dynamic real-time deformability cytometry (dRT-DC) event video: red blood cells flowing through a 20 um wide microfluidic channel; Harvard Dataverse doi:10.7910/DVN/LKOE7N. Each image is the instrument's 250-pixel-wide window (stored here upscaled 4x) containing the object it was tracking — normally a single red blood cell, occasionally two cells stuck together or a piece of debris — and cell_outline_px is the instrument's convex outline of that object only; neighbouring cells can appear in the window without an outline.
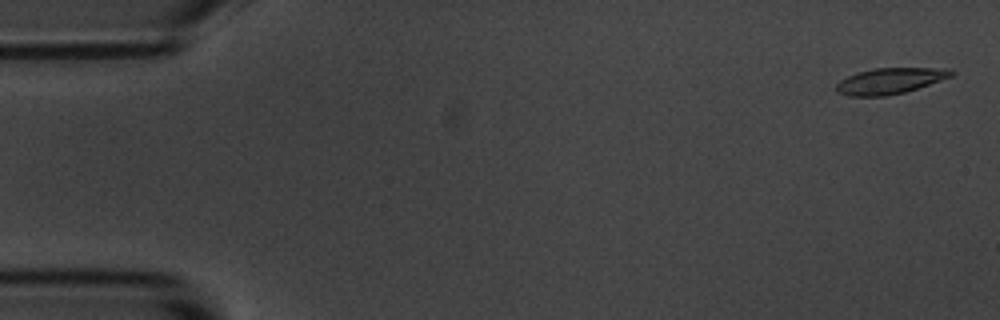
{"species": "common noctule bat (a hibernating species)", "species_latin": "Nyctalus noctula", "temperature_condition": "room temperature", "stored_images_in_passage": 55, "camera_frame_rate_fps": 3000, "um_per_image_px": 0.085, "animal": {"sex": "male", "body_mass_g": 20.1, "forearm_length_mm": 53.5}, "frame": {"image": 1, "passage_image": 1, "time_ms": 0.0, "image_size_px": [1000, 320], "cell_outline_px": [[956, 72], [952, 76], [904, 92], [884, 96], [848, 96], [836, 92], [836, 84], [840, 80], [856, 72], [876, 68], [952, 68]], "centroid_in_image_um": [75.63, 6.87], "position_along_channel_um": 9.4, "area_um2": 17.34}}
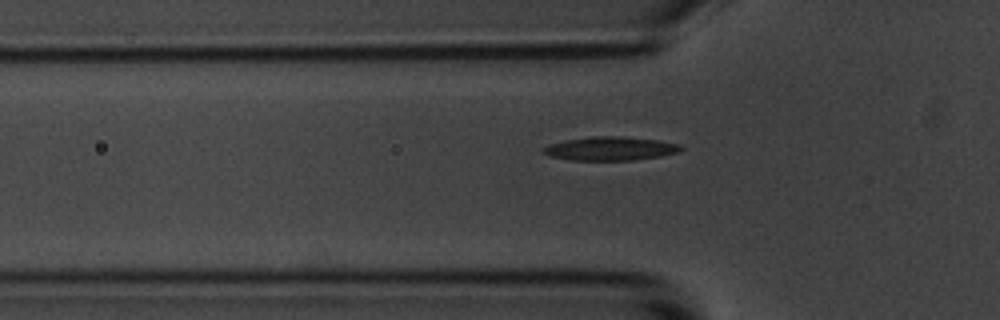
{"frame": {"image": 2, "passage_image": 17, "time_ms": 5.333, "image_size_px": [1000, 320], "cell_outline_px": [[684, 148], [680, 152], [660, 156], [632, 160], [572, 160], [552, 156], [540, 152], [540, 148], [548, 144], [564, 140], [592, 136], [624, 136], [656, 140], [680, 144]], "centroid_in_image_um": [51.85, 12.62], "position_along_channel_um": 73.9, "area_um2": 19.13}}
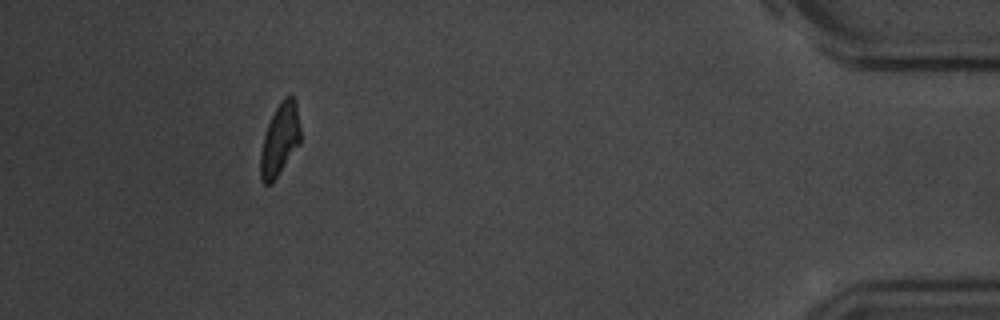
{"frame": {"image": 3, "passage_image": 50, "time_ms": 16.333, "image_size_px": [1000, 320], "cell_outline_px": [[300, 144], [272, 184], [264, 184], [260, 180], [260, 152], [264, 136], [268, 124], [280, 100], [284, 96], [292, 96], [296, 100], [300, 128]], "centroid_in_image_um": [23.78, 11.89], "position_along_channel_um": 411.4, "area_um2": 16.94}, "authors_computed_cell_mechanics": {"area_um2": 18.0336, "velocity_mm_per_s": 3.6084, "shape_relaxation_time_tau1_ms": 2.8729, "shape_relaxation_time_tau2_ms": 3.798, "deformation_change_tau1": 0.1612, "deformation_change_tau2": 0.1145}}